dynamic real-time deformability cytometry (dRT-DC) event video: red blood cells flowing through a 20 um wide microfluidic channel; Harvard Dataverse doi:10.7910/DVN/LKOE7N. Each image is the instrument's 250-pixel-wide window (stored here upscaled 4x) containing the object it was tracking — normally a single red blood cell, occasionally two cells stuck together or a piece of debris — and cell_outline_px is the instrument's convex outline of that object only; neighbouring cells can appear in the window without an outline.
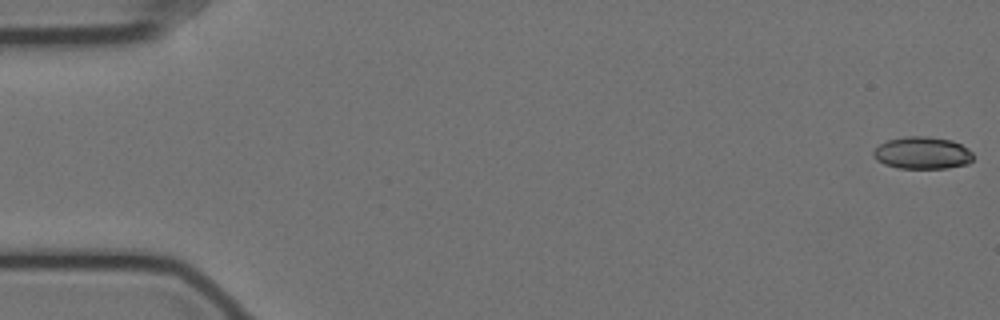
{"species": "Egyptian fruit bat (a non-hibernating species)", "species_latin": "Rousettus aegyptiacus", "temperature_condition": "cold", "stored_images_in_passage": 58, "camera_frame_rate_fps": 3000, "um_per_image_px": 0.085, "animal": {"sex": "female"}, "frame": {"image": 1, "passage_image": 1, "time_ms": 0.0, "image_size_px": [1000, 320], "cell_outline_px": [[972, 160], [968, 164], [948, 168], [900, 168], [884, 164], [876, 160], [872, 156], [872, 152], [880, 144], [888, 140], [904, 136], [924, 136], [952, 140], [968, 148], [972, 152]], "centroid_in_image_um": [78.39, 13.0], "position_along_channel_um": 6.6, "area_um2": 18.79}}
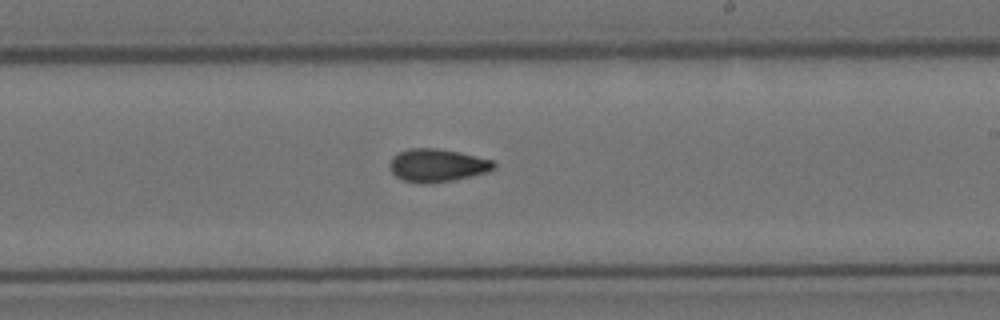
{"frame": {"image": 2, "passage_image": 34, "time_ms": 11.0, "image_size_px": [1000, 320], "cell_outline_px": [[496, 168], [488, 172], [452, 180], [424, 184], [420, 184], [404, 180], [396, 176], [392, 172], [388, 164], [392, 156], [408, 148], [436, 148], [460, 152], [492, 160], [496, 164]], "centroid_in_image_um": [37.15, 14.05], "position_along_channel_um": 251.8, "area_um2": 20.06}}
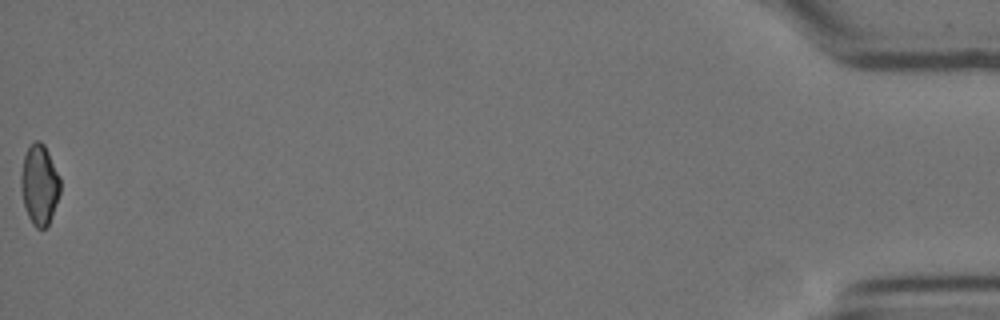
{"frame": {"image": 3, "passage_image": 58, "time_ms": 19.0, "image_size_px": [1000, 320], "cell_outline_px": [[60, 192], [48, 224], [44, 228], [36, 228], [32, 224], [28, 216], [24, 204], [20, 188], [20, 176], [24, 156], [28, 148], [36, 140], [40, 140], [44, 144], [60, 176]], "centroid_in_image_um": [3.34, 15.68], "position_along_channel_um": 431.9, "area_um2": 18.21}, "authors_computed_cell_mechanics": {"area_um2": 19.4497, "velocity_mm_per_s": 3.506, "shape_relaxation_time_tau1_ms": null, "shape_relaxation_time_tau2_ms": 4.8419, "deformation_change_tau1": null, "deformation_change_tau2": 0.1031}}